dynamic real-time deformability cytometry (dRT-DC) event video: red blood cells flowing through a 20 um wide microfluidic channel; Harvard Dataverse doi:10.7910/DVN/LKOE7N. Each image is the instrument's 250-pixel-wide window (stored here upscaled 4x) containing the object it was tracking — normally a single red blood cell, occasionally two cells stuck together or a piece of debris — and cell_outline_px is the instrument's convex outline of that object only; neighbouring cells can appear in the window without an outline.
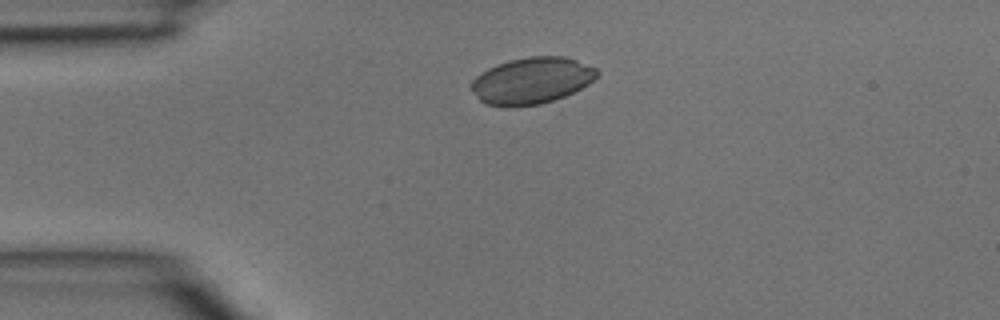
{"species": "common noctule bat (a hibernating species)", "species_latin": "Nyctalus noctula", "temperature_condition": "room temperature", "stored_images_in_passage": 2, "camera_frame_rate_fps": 3000, "um_per_image_px": 0.085, "animal": {"sex": "male", "body_mass_g": 15.6}, "frame": {"image": 1, "passage_image": 1, "time_ms": 0.0, "image_size_px": [1000, 320], "cell_outline_px": [[600, 72], [588, 84], [564, 96], [540, 104], [508, 108], [484, 104], [468, 88], [468, 84], [480, 72], [496, 64], [508, 60], [528, 56], [564, 56], [576, 60], [596, 68]], "centroid_in_image_um": [45.11, 6.86], "position_along_channel_um": 39.9, "area_um2": 34.45}}